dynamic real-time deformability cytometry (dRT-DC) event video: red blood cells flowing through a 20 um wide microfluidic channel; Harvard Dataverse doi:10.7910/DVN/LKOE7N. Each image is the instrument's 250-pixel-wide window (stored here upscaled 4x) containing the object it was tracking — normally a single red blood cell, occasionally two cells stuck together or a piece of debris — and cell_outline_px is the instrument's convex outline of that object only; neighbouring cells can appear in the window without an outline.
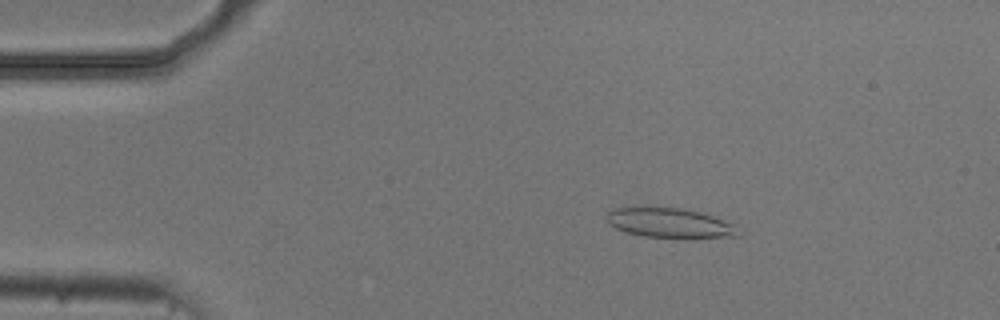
{"species": "common noctule bat (a hibernating species)", "species_latin": "Nyctalus noctula", "temperature_condition": "cold", "stored_images_in_passage": 51, "camera_frame_rate_fps": 3000, "um_per_image_px": 0.085, "animal": {"sex": "male", "body_mass_g": 20.5, "forearm_length_mm": 52.5}, "frame": {"image": 1, "passage_image": 6, "time_ms": 1.667, "image_size_px": [1000, 320], "cell_outline_px": [[740, 236], [688, 240], [684, 240], [644, 236], [628, 232], [616, 228], [608, 224], [604, 220], [604, 216], [608, 212], [616, 208], [680, 208], [700, 212], [736, 224]], "centroid_in_image_um": [56.99, 19.0], "position_along_channel_um": 28.0, "area_um2": 23.41}}
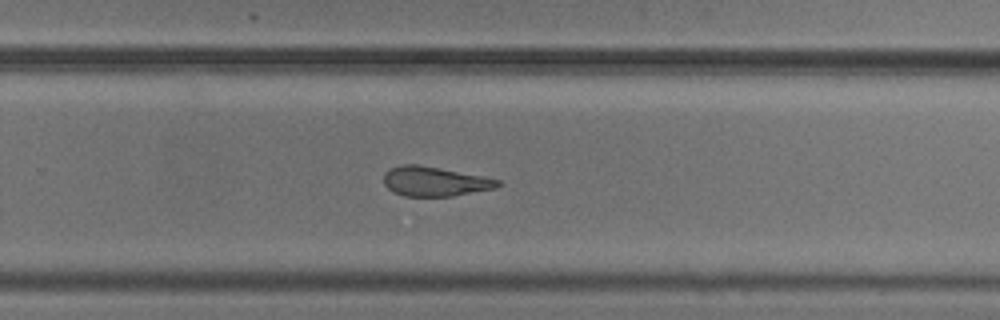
{"frame": {"image": 2, "passage_image": 32, "time_ms": 10.333, "image_size_px": [1000, 320], "cell_outline_px": [[504, 184], [492, 188], [452, 196], [404, 196], [392, 192], [384, 184], [384, 172], [388, 168], [400, 164], [416, 164], [480, 176], [500, 180]], "centroid_in_image_um": [36.87, 15.42], "position_along_channel_um": 292.9, "area_um2": 19.42}}
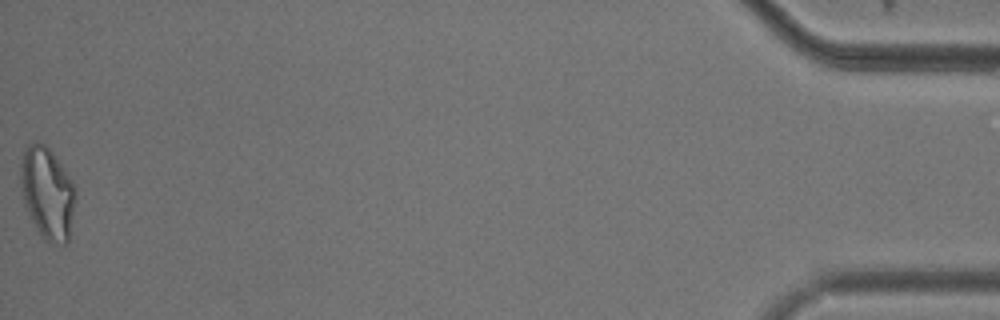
{"frame": {"image": 3, "passage_image": 51, "time_ms": 16.667, "image_size_px": [1000, 320], "cell_outline_px": [[76, 200], [68, 244], [48, 244], [40, 236], [24, 204], [20, 184], [20, 164], [24, 152], [28, 144], [36, 140], [44, 144], [48, 148], [72, 180], [76, 192]], "centroid_in_image_um": [4.03, 16.46], "position_along_channel_um": 431.2, "area_um2": 29.71}, "authors_computed_cell_mechanics": {"area_um2": 22.5998, "velocity_mm_per_s": 3.7089, "shape_relaxation_time_tau1_ms": 4.3224, "shape_relaxation_time_tau2_ms": 3.1847, "deformation_change_tau1": 0.1419, "deformation_change_tau2": 0.1276}}